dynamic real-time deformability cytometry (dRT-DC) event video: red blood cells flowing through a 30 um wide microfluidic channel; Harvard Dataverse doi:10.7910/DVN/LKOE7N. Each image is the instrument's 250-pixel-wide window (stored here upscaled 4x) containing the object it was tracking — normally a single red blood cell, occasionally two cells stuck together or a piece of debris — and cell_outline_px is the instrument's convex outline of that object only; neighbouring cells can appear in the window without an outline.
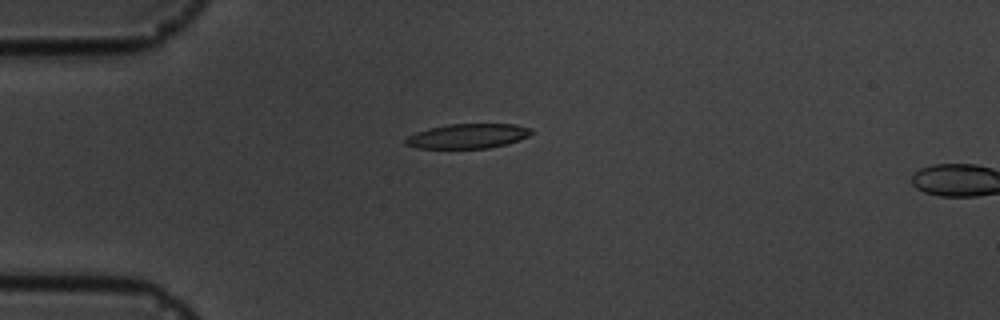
{"species": "common noctule bat (a hibernating species)", "species_latin": "Nyctalus noctula", "temperature_condition": "cold", "stored_images_in_passage": 5, "camera_frame_rate_fps": 3000, "um_per_image_px": 0.085, "animal": {"sex": "male", "body_mass_g": 19.5, "forearm_length_mm": 54.6}, "frame": {"image": 1, "passage_image": 4, "time_ms": 4.333, "image_size_px": [1000, 320], "cell_outline_px": [[532, 132], [528, 136], [508, 144], [488, 148], [416, 148], [404, 144], [404, 140], [408, 136], [416, 132], [428, 128], [448, 124], [516, 124], [532, 128]], "centroid_in_image_um": [39.75, 11.56], "position_along_channel_um": 45.2, "area_um2": 18.15}}